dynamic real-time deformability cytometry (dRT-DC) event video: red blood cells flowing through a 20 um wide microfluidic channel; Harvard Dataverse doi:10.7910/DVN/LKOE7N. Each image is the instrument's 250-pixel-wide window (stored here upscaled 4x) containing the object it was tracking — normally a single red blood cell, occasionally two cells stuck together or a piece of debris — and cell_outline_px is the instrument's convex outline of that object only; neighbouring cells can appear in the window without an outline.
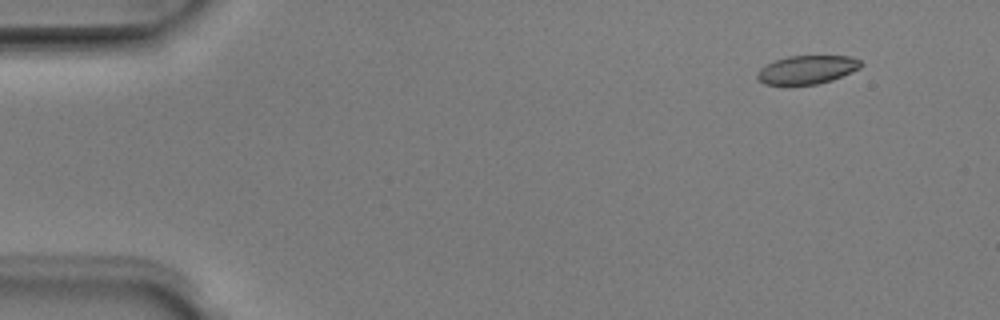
{"species": "Egyptian fruit bat (a non-hibernating species)", "species_latin": "Rousettus aegyptiacus", "temperature_condition": "room temperature", "stored_images_in_passage": 5, "camera_frame_rate_fps": 3000, "um_per_image_px": 0.085, "animal": {"sex": "male"}, "frame": {"image": 1, "passage_image": 2, "time_ms": 0.333, "image_size_px": [1000, 320], "cell_outline_px": [[864, 64], [860, 68], [832, 80], [816, 84], [764, 84], [756, 76], [756, 72], [760, 68], [776, 60], [788, 56], [852, 56], [860, 60]], "centroid_in_image_um": [68.62, 5.91], "position_along_channel_um": 16.4, "area_um2": 17.05}}
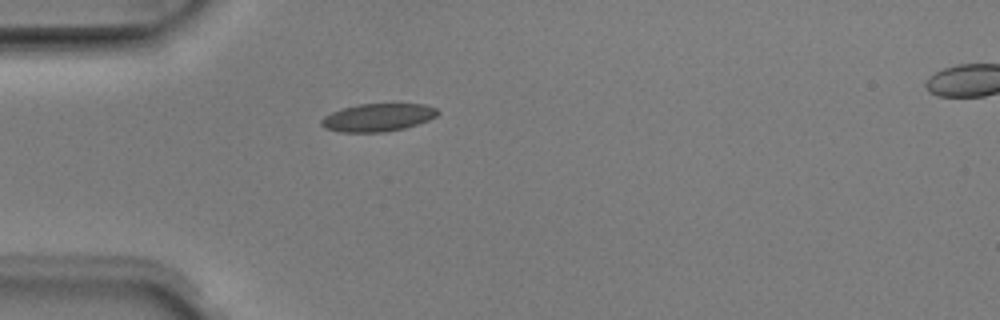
{"frame": {"image": 2, "passage_image": 4, "time_ms": 1.0, "image_size_px": [1000, 320], "cell_outline_px": [[440, 112], [436, 116], [428, 120], [404, 128], [384, 132], [336, 132], [324, 128], [320, 124], [320, 120], [324, 116], [332, 112], [344, 108], [360, 104], [424, 104], [436, 108]], "centroid_in_image_um": [32.09, 9.99], "position_along_channel_um": 52.9, "area_um2": 18.84}}